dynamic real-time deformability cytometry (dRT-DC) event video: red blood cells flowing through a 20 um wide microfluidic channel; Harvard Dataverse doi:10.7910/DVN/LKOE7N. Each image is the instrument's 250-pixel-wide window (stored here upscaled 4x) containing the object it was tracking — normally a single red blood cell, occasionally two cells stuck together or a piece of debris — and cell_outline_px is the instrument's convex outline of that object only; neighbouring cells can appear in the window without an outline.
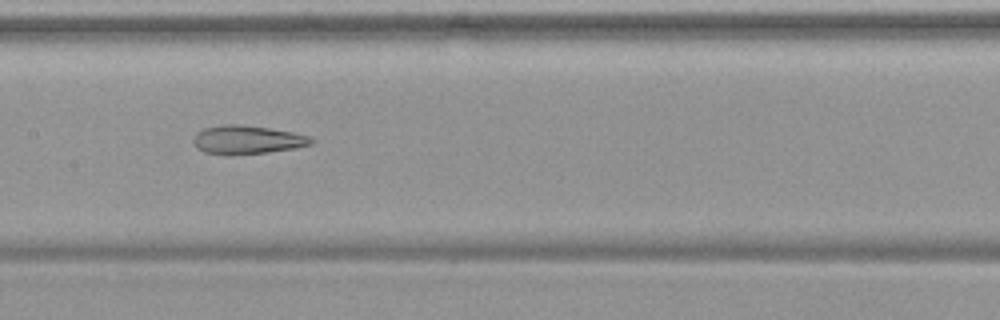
{"species": "common noctule bat (a hibernating species)", "species_latin": "Nyctalus noctula", "temperature_condition": "warm", "stored_images_in_passage": 39, "camera_frame_rate_fps": 3000, "um_per_image_px": 0.085, "animal": {"sex": "female", "body_mass_g": 19.9}, "frame": {"image": 1, "passage_image": 12, "time_ms": 3.667, "image_size_px": [1000, 320], "cell_outline_px": [[316, 140], [312, 144], [296, 148], [268, 152], [228, 156], [204, 152], [196, 148], [192, 140], [196, 132], [204, 128], [224, 124], [236, 124], [268, 128], [292, 132], [312, 136]], "centroid_in_image_um": [21.01, 11.89], "position_along_channel_um": 186.4, "area_um2": 19.94}, "authors_computed_cell_mechanics": {"area_um2": 21.964, "velocity_mm_per_s": 3.7807, "shape_relaxation_time_tau1_ms": null, "shape_relaxation_time_tau2_ms": 2.7048, "deformation_change_tau1": null, "deformation_change_tau2": 0.1287}}